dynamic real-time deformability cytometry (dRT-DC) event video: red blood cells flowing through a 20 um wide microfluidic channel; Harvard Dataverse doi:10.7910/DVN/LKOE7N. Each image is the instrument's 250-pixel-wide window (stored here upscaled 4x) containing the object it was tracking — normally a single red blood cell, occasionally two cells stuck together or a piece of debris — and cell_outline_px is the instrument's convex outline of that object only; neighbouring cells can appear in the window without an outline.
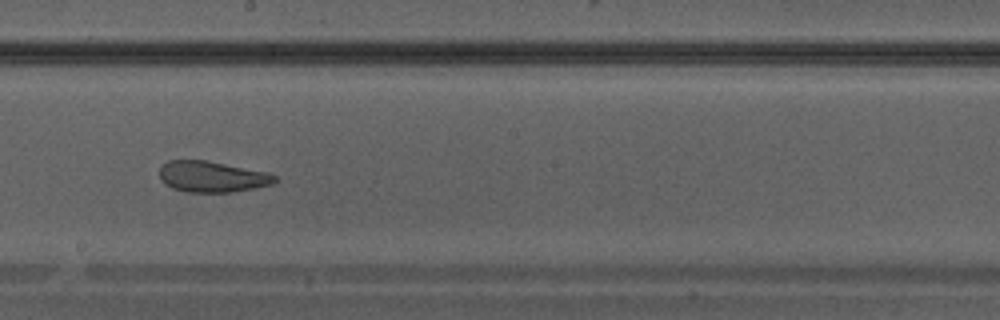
{"species": "Egyptian fruit bat (a non-hibernating species)", "species_latin": "Rousettus aegyptiacus", "temperature_condition": "warm", "stored_images_in_passage": 40, "camera_frame_rate_fps": 3000, "um_per_image_px": 0.085, "animal": {"sex": "male"}, "frame": {"image": 1, "passage_image": 23, "time_ms": 7.333, "image_size_px": [1000, 320], "cell_outline_px": [[276, 180], [272, 184], [256, 188], [232, 192], [188, 192], [172, 188], [164, 184], [160, 180], [160, 168], [168, 160], [204, 160], [268, 172], [276, 176]], "centroid_in_image_um": [18.01, 15.02], "position_along_channel_um": 230.2, "area_um2": 20.81}}